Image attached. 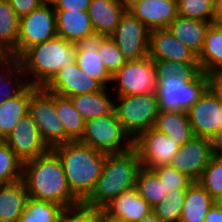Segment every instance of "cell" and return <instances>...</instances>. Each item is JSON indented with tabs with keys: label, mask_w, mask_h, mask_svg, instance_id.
<instances>
[{
	"label": "cell",
	"mask_w": 222,
	"mask_h": 222,
	"mask_svg": "<svg viewBox=\"0 0 222 222\" xmlns=\"http://www.w3.org/2000/svg\"><path fill=\"white\" fill-rule=\"evenodd\" d=\"M22 180L31 198L53 202L63 208L81 203L72 194L62 162L52 149L23 164Z\"/></svg>",
	"instance_id": "6da1fadb"
},
{
	"label": "cell",
	"mask_w": 222,
	"mask_h": 222,
	"mask_svg": "<svg viewBox=\"0 0 222 222\" xmlns=\"http://www.w3.org/2000/svg\"><path fill=\"white\" fill-rule=\"evenodd\" d=\"M52 150L62 162L72 194L83 203L102 174L106 153L79 141L68 142Z\"/></svg>",
	"instance_id": "7a4b0ae2"
},
{
	"label": "cell",
	"mask_w": 222,
	"mask_h": 222,
	"mask_svg": "<svg viewBox=\"0 0 222 222\" xmlns=\"http://www.w3.org/2000/svg\"><path fill=\"white\" fill-rule=\"evenodd\" d=\"M76 44L56 36L28 48L18 59L29 85L45 87L61 68L76 62Z\"/></svg>",
	"instance_id": "3957f363"
},
{
	"label": "cell",
	"mask_w": 222,
	"mask_h": 222,
	"mask_svg": "<svg viewBox=\"0 0 222 222\" xmlns=\"http://www.w3.org/2000/svg\"><path fill=\"white\" fill-rule=\"evenodd\" d=\"M141 167V161L134 148L121 154H106L102 174L91 195L83 203L103 208L121 193L135 187Z\"/></svg>",
	"instance_id": "277c9868"
},
{
	"label": "cell",
	"mask_w": 222,
	"mask_h": 222,
	"mask_svg": "<svg viewBox=\"0 0 222 222\" xmlns=\"http://www.w3.org/2000/svg\"><path fill=\"white\" fill-rule=\"evenodd\" d=\"M115 113L126 133L135 140L154 127L159 114L157 93L115 97Z\"/></svg>",
	"instance_id": "5b68a950"
},
{
	"label": "cell",
	"mask_w": 222,
	"mask_h": 222,
	"mask_svg": "<svg viewBox=\"0 0 222 222\" xmlns=\"http://www.w3.org/2000/svg\"><path fill=\"white\" fill-rule=\"evenodd\" d=\"M209 87V74L201 73L189 80L177 75L157 78V97L160 110L188 111Z\"/></svg>",
	"instance_id": "8992f818"
},
{
	"label": "cell",
	"mask_w": 222,
	"mask_h": 222,
	"mask_svg": "<svg viewBox=\"0 0 222 222\" xmlns=\"http://www.w3.org/2000/svg\"><path fill=\"white\" fill-rule=\"evenodd\" d=\"M79 142L106 154H121L133 148V140L124 130L115 111L86 121Z\"/></svg>",
	"instance_id": "52a82bcc"
},
{
	"label": "cell",
	"mask_w": 222,
	"mask_h": 222,
	"mask_svg": "<svg viewBox=\"0 0 222 222\" xmlns=\"http://www.w3.org/2000/svg\"><path fill=\"white\" fill-rule=\"evenodd\" d=\"M29 114L49 149L66 144V131L55 109V93L30 85Z\"/></svg>",
	"instance_id": "ba28073f"
},
{
	"label": "cell",
	"mask_w": 222,
	"mask_h": 222,
	"mask_svg": "<svg viewBox=\"0 0 222 222\" xmlns=\"http://www.w3.org/2000/svg\"><path fill=\"white\" fill-rule=\"evenodd\" d=\"M116 97L156 92L157 76L154 61L149 57L127 61L113 76Z\"/></svg>",
	"instance_id": "9c48e42d"
},
{
	"label": "cell",
	"mask_w": 222,
	"mask_h": 222,
	"mask_svg": "<svg viewBox=\"0 0 222 222\" xmlns=\"http://www.w3.org/2000/svg\"><path fill=\"white\" fill-rule=\"evenodd\" d=\"M57 36L53 5H44L20 18L17 48L11 53L19 58L28 48Z\"/></svg>",
	"instance_id": "30bf717a"
},
{
	"label": "cell",
	"mask_w": 222,
	"mask_h": 222,
	"mask_svg": "<svg viewBox=\"0 0 222 222\" xmlns=\"http://www.w3.org/2000/svg\"><path fill=\"white\" fill-rule=\"evenodd\" d=\"M180 145L169 135L150 128L133 140V148L137 151L142 167L155 169L170 165Z\"/></svg>",
	"instance_id": "8fae6325"
},
{
	"label": "cell",
	"mask_w": 222,
	"mask_h": 222,
	"mask_svg": "<svg viewBox=\"0 0 222 222\" xmlns=\"http://www.w3.org/2000/svg\"><path fill=\"white\" fill-rule=\"evenodd\" d=\"M150 30L129 10L121 16L115 32L110 36L127 61L148 56Z\"/></svg>",
	"instance_id": "7c38bea8"
},
{
	"label": "cell",
	"mask_w": 222,
	"mask_h": 222,
	"mask_svg": "<svg viewBox=\"0 0 222 222\" xmlns=\"http://www.w3.org/2000/svg\"><path fill=\"white\" fill-rule=\"evenodd\" d=\"M213 157L210 139L194 136L179 147L170 166L198 182Z\"/></svg>",
	"instance_id": "4fadbf2b"
},
{
	"label": "cell",
	"mask_w": 222,
	"mask_h": 222,
	"mask_svg": "<svg viewBox=\"0 0 222 222\" xmlns=\"http://www.w3.org/2000/svg\"><path fill=\"white\" fill-rule=\"evenodd\" d=\"M187 112L195 136L210 139L222 127V102L210 86Z\"/></svg>",
	"instance_id": "5bb4252c"
},
{
	"label": "cell",
	"mask_w": 222,
	"mask_h": 222,
	"mask_svg": "<svg viewBox=\"0 0 222 222\" xmlns=\"http://www.w3.org/2000/svg\"><path fill=\"white\" fill-rule=\"evenodd\" d=\"M3 141L14 151L23 164L46 154L50 150L42 140L29 113L17 122L14 130Z\"/></svg>",
	"instance_id": "9a60e30c"
},
{
	"label": "cell",
	"mask_w": 222,
	"mask_h": 222,
	"mask_svg": "<svg viewBox=\"0 0 222 222\" xmlns=\"http://www.w3.org/2000/svg\"><path fill=\"white\" fill-rule=\"evenodd\" d=\"M44 88L51 93L71 98L79 94L101 91L104 86L82 71L75 62L61 68Z\"/></svg>",
	"instance_id": "2e32d148"
},
{
	"label": "cell",
	"mask_w": 222,
	"mask_h": 222,
	"mask_svg": "<svg viewBox=\"0 0 222 222\" xmlns=\"http://www.w3.org/2000/svg\"><path fill=\"white\" fill-rule=\"evenodd\" d=\"M148 56L153 61L198 63V56L176 39L168 28L150 31Z\"/></svg>",
	"instance_id": "e0dca14e"
},
{
	"label": "cell",
	"mask_w": 222,
	"mask_h": 222,
	"mask_svg": "<svg viewBox=\"0 0 222 222\" xmlns=\"http://www.w3.org/2000/svg\"><path fill=\"white\" fill-rule=\"evenodd\" d=\"M106 36L94 33L76 43V63L82 71L99 81L104 87L112 83V75L107 71L98 53Z\"/></svg>",
	"instance_id": "ac0fdd59"
},
{
	"label": "cell",
	"mask_w": 222,
	"mask_h": 222,
	"mask_svg": "<svg viewBox=\"0 0 222 222\" xmlns=\"http://www.w3.org/2000/svg\"><path fill=\"white\" fill-rule=\"evenodd\" d=\"M129 11L150 31L167 28L178 16L177 2L165 0H141Z\"/></svg>",
	"instance_id": "d6986e66"
},
{
	"label": "cell",
	"mask_w": 222,
	"mask_h": 222,
	"mask_svg": "<svg viewBox=\"0 0 222 222\" xmlns=\"http://www.w3.org/2000/svg\"><path fill=\"white\" fill-rule=\"evenodd\" d=\"M125 11L119 0H91L88 14L94 32L111 36Z\"/></svg>",
	"instance_id": "ffe728a7"
},
{
	"label": "cell",
	"mask_w": 222,
	"mask_h": 222,
	"mask_svg": "<svg viewBox=\"0 0 222 222\" xmlns=\"http://www.w3.org/2000/svg\"><path fill=\"white\" fill-rule=\"evenodd\" d=\"M57 36L76 44L94 34L88 11L55 10Z\"/></svg>",
	"instance_id": "44dd1931"
},
{
	"label": "cell",
	"mask_w": 222,
	"mask_h": 222,
	"mask_svg": "<svg viewBox=\"0 0 222 222\" xmlns=\"http://www.w3.org/2000/svg\"><path fill=\"white\" fill-rule=\"evenodd\" d=\"M103 208L127 222H138L152 211L151 205L139 195L136 187L121 193Z\"/></svg>",
	"instance_id": "7402d4cb"
},
{
	"label": "cell",
	"mask_w": 222,
	"mask_h": 222,
	"mask_svg": "<svg viewBox=\"0 0 222 222\" xmlns=\"http://www.w3.org/2000/svg\"><path fill=\"white\" fill-rule=\"evenodd\" d=\"M210 24L177 16L167 28L176 39L199 56L204 46L206 30Z\"/></svg>",
	"instance_id": "603a6c76"
},
{
	"label": "cell",
	"mask_w": 222,
	"mask_h": 222,
	"mask_svg": "<svg viewBox=\"0 0 222 222\" xmlns=\"http://www.w3.org/2000/svg\"><path fill=\"white\" fill-rule=\"evenodd\" d=\"M28 197L22 179L11 184L0 185V222H19Z\"/></svg>",
	"instance_id": "cb8c5ba5"
},
{
	"label": "cell",
	"mask_w": 222,
	"mask_h": 222,
	"mask_svg": "<svg viewBox=\"0 0 222 222\" xmlns=\"http://www.w3.org/2000/svg\"><path fill=\"white\" fill-rule=\"evenodd\" d=\"M104 87L94 93L79 94L71 97L75 110L85 121L109 115L114 112L115 100L110 98V93Z\"/></svg>",
	"instance_id": "d4e9b609"
},
{
	"label": "cell",
	"mask_w": 222,
	"mask_h": 222,
	"mask_svg": "<svg viewBox=\"0 0 222 222\" xmlns=\"http://www.w3.org/2000/svg\"><path fill=\"white\" fill-rule=\"evenodd\" d=\"M154 128L169 135L180 146L195 136L187 111L160 110Z\"/></svg>",
	"instance_id": "484cf974"
},
{
	"label": "cell",
	"mask_w": 222,
	"mask_h": 222,
	"mask_svg": "<svg viewBox=\"0 0 222 222\" xmlns=\"http://www.w3.org/2000/svg\"><path fill=\"white\" fill-rule=\"evenodd\" d=\"M198 63L201 72L205 74L222 70V25L214 23L209 25Z\"/></svg>",
	"instance_id": "4316f807"
},
{
	"label": "cell",
	"mask_w": 222,
	"mask_h": 222,
	"mask_svg": "<svg viewBox=\"0 0 222 222\" xmlns=\"http://www.w3.org/2000/svg\"><path fill=\"white\" fill-rule=\"evenodd\" d=\"M213 204L214 199L201 184L193 182L186 190L180 222H204Z\"/></svg>",
	"instance_id": "83f0119b"
},
{
	"label": "cell",
	"mask_w": 222,
	"mask_h": 222,
	"mask_svg": "<svg viewBox=\"0 0 222 222\" xmlns=\"http://www.w3.org/2000/svg\"><path fill=\"white\" fill-rule=\"evenodd\" d=\"M30 85L19 95L9 98L0 104V140L10 134L17 122L29 113Z\"/></svg>",
	"instance_id": "f1b7e54d"
},
{
	"label": "cell",
	"mask_w": 222,
	"mask_h": 222,
	"mask_svg": "<svg viewBox=\"0 0 222 222\" xmlns=\"http://www.w3.org/2000/svg\"><path fill=\"white\" fill-rule=\"evenodd\" d=\"M55 109L66 131V143L80 141L86 121L75 110L71 98L55 94Z\"/></svg>",
	"instance_id": "f546056e"
},
{
	"label": "cell",
	"mask_w": 222,
	"mask_h": 222,
	"mask_svg": "<svg viewBox=\"0 0 222 222\" xmlns=\"http://www.w3.org/2000/svg\"><path fill=\"white\" fill-rule=\"evenodd\" d=\"M1 68L4 71L0 69V104L19 95L29 85L28 81L24 80L26 75L17 57L12 56Z\"/></svg>",
	"instance_id": "4dcf8cb0"
},
{
	"label": "cell",
	"mask_w": 222,
	"mask_h": 222,
	"mask_svg": "<svg viewBox=\"0 0 222 222\" xmlns=\"http://www.w3.org/2000/svg\"><path fill=\"white\" fill-rule=\"evenodd\" d=\"M20 18L8 0H0V49L12 53L17 48Z\"/></svg>",
	"instance_id": "1f68e13d"
},
{
	"label": "cell",
	"mask_w": 222,
	"mask_h": 222,
	"mask_svg": "<svg viewBox=\"0 0 222 222\" xmlns=\"http://www.w3.org/2000/svg\"><path fill=\"white\" fill-rule=\"evenodd\" d=\"M135 187L139 195L144 198L153 208L166 198L167 191L161 184L157 174L145 167H141L138 174Z\"/></svg>",
	"instance_id": "d6a6232c"
},
{
	"label": "cell",
	"mask_w": 222,
	"mask_h": 222,
	"mask_svg": "<svg viewBox=\"0 0 222 222\" xmlns=\"http://www.w3.org/2000/svg\"><path fill=\"white\" fill-rule=\"evenodd\" d=\"M62 209L59 204L28 197L19 222H58Z\"/></svg>",
	"instance_id": "836d02e7"
},
{
	"label": "cell",
	"mask_w": 222,
	"mask_h": 222,
	"mask_svg": "<svg viewBox=\"0 0 222 222\" xmlns=\"http://www.w3.org/2000/svg\"><path fill=\"white\" fill-rule=\"evenodd\" d=\"M23 163L14 151L0 140V185L11 184L22 179Z\"/></svg>",
	"instance_id": "e575fe53"
},
{
	"label": "cell",
	"mask_w": 222,
	"mask_h": 222,
	"mask_svg": "<svg viewBox=\"0 0 222 222\" xmlns=\"http://www.w3.org/2000/svg\"><path fill=\"white\" fill-rule=\"evenodd\" d=\"M178 16L213 24L214 0H178Z\"/></svg>",
	"instance_id": "d590c367"
},
{
	"label": "cell",
	"mask_w": 222,
	"mask_h": 222,
	"mask_svg": "<svg viewBox=\"0 0 222 222\" xmlns=\"http://www.w3.org/2000/svg\"><path fill=\"white\" fill-rule=\"evenodd\" d=\"M157 78L172 77L177 75L181 78L194 80L202 72L199 63H183L173 61H154Z\"/></svg>",
	"instance_id": "8d00e7d4"
},
{
	"label": "cell",
	"mask_w": 222,
	"mask_h": 222,
	"mask_svg": "<svg viewBox=\"0 0 222 222\" xmlns=\"http://www.w3.org/2000/svg\"><path fill=\"white\" fill-rule=\"evenodd\" d=\"M186 193H167L166 198L152 208L161 222H180Z\"/></svg>",
	"instance_id": "74e56055"
},
{
	"label": "cell",
	"mask_w": 222,
	"mask_h": 222,
	"mask_svg": "<svg viewBox=\"0 0 222 222\" xmlns=\"http://www.w3.org/2000/svg\"><path fill=\"white\" fill-rule=\"evenodd\" d=\"M158 176L167 193H186L193 181L170 165L152 169Z\"/></svg>",
	"instance_id": "f35d334b"
},
{
	"label": "cell",
	"mask_w": 222,
	"mask_h": 222,
	"mask_svg": "<svg viewBox=\"0 0 222 222\" xmlns=\"http://www.w3.org/2000/svg\"><path fill=\"white\" fill-rule=\"evenodd\" d=\"M198 182L213 199L222 194V157L211 159Z\"/></svg>",
	"instance_id": "ab89813d"
},
{
	"label": "cell",
	"mask_w": 222,
	"mask_h": 222,
	"mask_svg": "<svg viewBox=\"0 0 222 222\" xmlns=\"http://www.w3.org/2000/svg\"><path fill=\"white\" fill-rule=\"evenodd\" d=\"M98 53L107 71L112 76L127 62L125 56L110 36H106L102 40Z\"/></svg>",
	"instance_id": "60d3db41"
},
{
	"label": "cell",
	"mask_w": 222,
	"mask_h": 222,
	"mask_svg": "<svg viewBox=\"0 0 222 222\" xmlns=\"http://www.w3.org/2000/svg\"><path fill=\"white\" fill-rule=\"evenodd\" d=\"M58 222H99L97 208L85 203L63 208Z\"/></svg>",
	"instance_id": "b9f144b4"
},
{
	"label": "cell",
	"mask_w": 222,
	"mask_h": 222,
	"mask_svg": "<svg viewBox=\"0 0 222 222\" xmlns=\"http://www.w3.org/2000/svg\"><path fill=\"white\" fill-rule=\"evenodd\" d=\"M19 18L28 15L42 5L40 0H8Z\"/></svg>",
	"instance_id": "7bdbcfd3"
},
{
	"label": "cell",
	"mask_w": 222,
	"mask_h": 222,
	"mask_svg": "<svg viewBox=\"0 0 222 222\" xmlns=\"http://www.w3.org/2000/svg\"><path fill=\"white\" fill-rule=\"evenodd\" d=\"M91 0H57L55 10L88 11Z\"/></svg>",
	"instance_id": "ee69618b"
},
{
	"label": "cell",
	"mask_w": 222,
	"mask_h": 222,
	"mask_svg": "<svg viewBox=\"0 0 222 222\" xmlns=\"http://www.w3.org/2000/svg\"><path fill=\"white\" fill-rule=\"evenodd\" d=\"M209 86L220 97L222 102V70L209 74Z\"/></svg>",
	"instance_id": "f6af8a7d"
},
{
	"label": "cell",
	"mask_w": 222,
	"mask_h": 222,
	"mask_svg": "<svg viewBox=\"0 0 222 222\" xmlns=\"http://www.w3.org/2000/svg\"><path fill=\"white\" fill-rule=\"evenodd\" d=\"M214 157H222V127L210 138Z\"/></svg>",
	"instance_id": "bcb514c9"
},
{
	"label": "cell",
	"mask_w": 222,
	"mask_h": 222,
	"mask_svg": "<svg viewBox=\"0 0 222 222\" xmlns=\"http://www.w3.org/2000/svg\"><path fill=\"white\" fill-rule=\"evenodd\" d=\"M204 222H222V209L214 203L207 212Z\"/></svg>",
	"instance_id": "7dc6e473"
},
{
	"label": "cell",
	"mask_w": 222,
	"mask_h": 222,
	"mask_svg": "<svg viewBox=\"0 0 222 222\" xmlns=\"http://www.w3.org/2000/svg\"><path fill=\"white\" fill-rule=\"evenodd\" d=\"M97 218L99 222H127L122 218L113 216L104 208H97Z\"/></svg>",
	"instance_id": "c3c4849f"
},
{
	"label": "cell",
	"mask_w": 222,
	"mask_h": 222,
	"mask_svg": "<svg viewBox=\"0 0 222 222\" xmlns=\"http://www.w3.org/2000/svg\"><path fill=\"white\" fill-rule=\"evenodd\" d=\"M213 23L222 25V0H214Z\"/></svg>",
	"instance_id": "681fc988"
},
{
	"label": "cell",
	"mask_w": 222,
	"mask_h": 222,
	"mask_svg": "<svg viewBox=\"0 0 222 222\" xmlns=\"http://www.w3.org/2000/svg\"><path fill=\"white\" fill-rule=\"evenodd\" d=\"M138 222H161L157 215L151 211L146 216L142 217Z\"/></svg>",
	"instance_id": "f907efd6"
},
{
	"label": "cell",
	"mask_w": 222,
	"mask_h": 222,
	"mask_svg": "<svg viewBox=\"0 0 222 222\" xmlns=\"http://www.w3.org/2000/svg\"><path fill=\"white\" fill-rule=\"evenodd\" d=\"M12 57V54L6 50L0 49V68Z\"/></svg>",
	"instance_id": "816d5d0a"
},
{
	"label": "cell",
	"mask_w": 222,
	"mask_h": 222,
	"mask_svg": "<svg viewBox=\"0 0 222 222\" xmlns=\"http://www.w3.org/2000/svg\"><path fill=\"white\" fill-rule=\"evenodd\" d=\"M126 10H129L132 6L141 0H119Z\"/></svg>",
	"instance_id": "f5cc1de1"
},
{
	"label": "cell",
	"mask_w": 222,
	"mask_h": 222,
	"mask_svg": "<svg viewBox=\"0 0 222 222\" xmlns=\"http://www.w3.org/2000/svg\"><path fill=\"white\" fill-rule=\"evenodd\" d=\"M214 203L222 209V194L214 199Z\"/></svg>",
	"instance_id": "db71d44e"
},
{
	"label": "cell",
	"mask_w": 222,
	"mask_h": 222,
	"mask_svg": "<svg viewBox=\"0 0 222 222\" xmlns=\"http://www.w3.org/2000/svg\"><path fill=\"white\" fill-rule=\"evenodd\" d=\"M57 0H40L44 5H54Z\"/></svg>",
	"instance_id": "11a10c76"
},
{
	"label": "cell",
	"mask_w": 222,
	"mask_h": 222,
	"mask_svg": "<svg viewBox=\"0 0 222 222\" xmlns=\"http://www.w3.org/2000/svg\"><path fill=\"white\" fill-rule=\"evenodd\" d=\"M165 1H168V2H178V0H165Z\"/></svg>",
	"instance_id": "9f6ffc18"
}]
</instances>
